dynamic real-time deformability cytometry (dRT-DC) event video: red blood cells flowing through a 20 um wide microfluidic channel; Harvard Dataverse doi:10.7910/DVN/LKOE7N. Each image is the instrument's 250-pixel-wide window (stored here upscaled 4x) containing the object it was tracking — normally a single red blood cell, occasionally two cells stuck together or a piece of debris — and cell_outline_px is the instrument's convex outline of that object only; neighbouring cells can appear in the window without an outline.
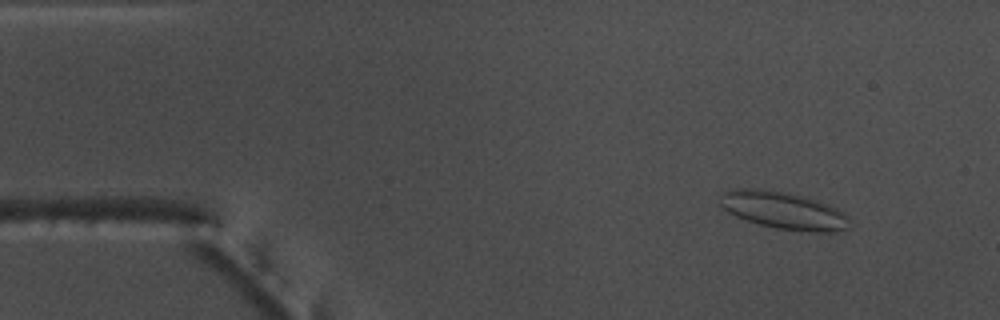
{"species": "common noctule bat (a hibernating species)", "species_latin": "Nyctalus noctula", "temperature_condition": "warm", "stored_images_in_passage": 55, "camera_frame_rate_fps": 3000, "um_per_image_px": 0.085, "animal": {"sex": "male", "body_mass_g": 17.5, "forearm_length_mm": 52.3}, "frame": {"image": 1, "passage_image": 6, "time_ms": 1.667, "image_size_px": [1000, 320], "cell_outline_px": [[848, 228], [836, 232], [812, 232], [776, 228], [760, 224], [736, 216], [728, 212], [720, 204], [724, 192], [744, 188], [752, 188], [780, 192], [804, 196], [836, 208], [848, 216]], "centroid_in_image_um": [66.64, 17.91], "position_along_channel_um": 18.4, "area_um2": 27.46}}
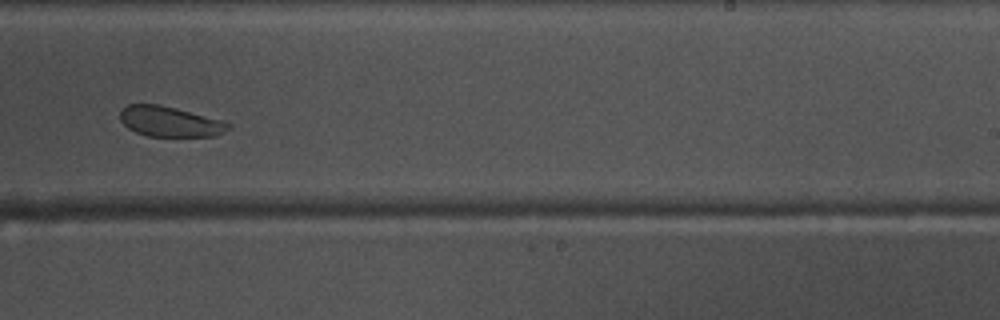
{"frame": {"image": 2, "passage_image": 34, "time_ms": 11.0, "image_size_px": [1000, 320], "cell_outline_px": [[232, 128], [216, 136], [148, 136], [136, 132], [128, 128], [120, 120], [120, 108], [128, 104], [160, 104], [220, 120], [232, 124]], "centroid_in_image_um": [14.42, 10.33], "position_along_channel_um": 274.6, "area_um2": 19.07}}
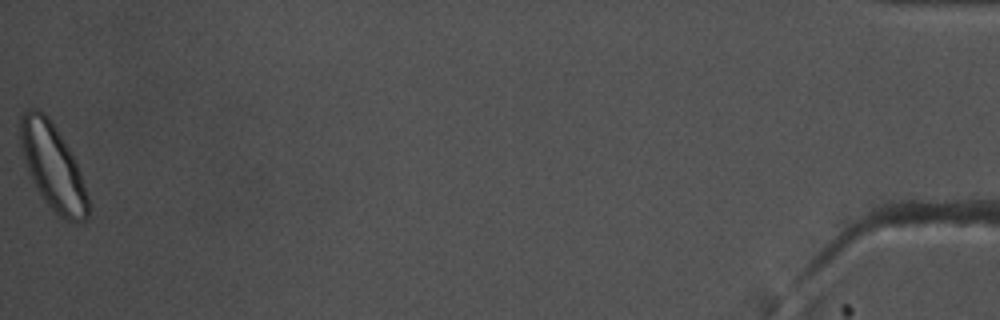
{"frame": {"image": 3, "passage_image": 55, "time_ms": 18.0, "image_size_px": [1000, 320], "cell_outline_px": [[88, 216], [84, 220], [64, 220], [48, 204], [36, 188], [28, 172], [20, 148], [16, 124], [20, 116], [28, 108], [36, 108], [48, 116], [56, 128], [68, 148], [80, 172], [88, 196]], "centroid_in_image_um": [4.41, 14.09], "position_along_channel_um": 430.8, "area_um2": 33.76}, "authors_computed_cell_mechanics": {"area_um2": 22.542, "velocity_mm_per_s": 3.7221, "shape_relaxation_time_tau1_ms": 2.733, "shape_relaxation_time_tau2_ms": 1.1987, "deformation_change_tau1": 0.0592, "deformation_change_tau2": 0.0453}}